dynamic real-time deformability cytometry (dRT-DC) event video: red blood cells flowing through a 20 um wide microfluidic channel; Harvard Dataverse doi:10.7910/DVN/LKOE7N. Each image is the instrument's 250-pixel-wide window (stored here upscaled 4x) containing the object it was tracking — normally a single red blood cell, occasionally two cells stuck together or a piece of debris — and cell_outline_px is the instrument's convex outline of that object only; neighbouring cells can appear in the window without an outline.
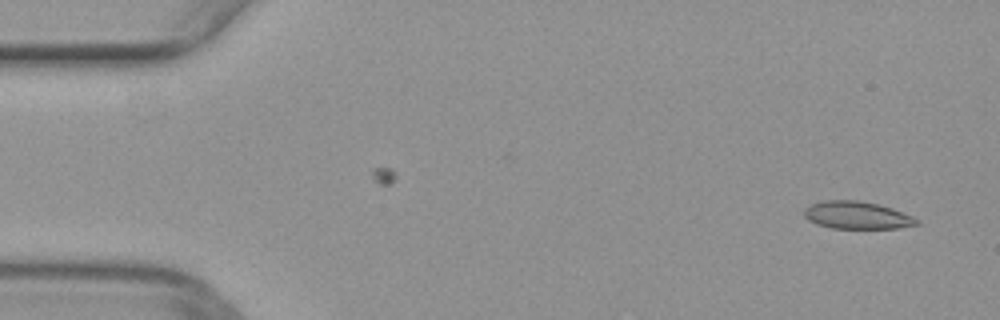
{"species": "common noctule bat (a hibernating species)", "species_latin": "Nyctalus noctula", "temperature_condition": "warm", "stored_images_in_passage": 50, "camera_frame_rate_fps": 3000, "um_per_image_px": 0.085, "animal": {"sex": "female", "body_mass_g": 29.2, "forearm_length_mm": 56.3}, "frame": {"image": 1, "passage_image": 2, "time_ms": 0.333, "image_size_px": [1000, 320], "cell_outline_px": [[920, 224], [896, 228], [832, 228], [816, 224], [808, 220], [804, 216], [804, 208], [812, 204], [824, 200], [860, 200], [880, 204], [892, 208], [912, 216]], "centroid_in_image_um": [72.81, 18.28], "position_along_channel_um": 12.2, "area_um2": 18.03}}
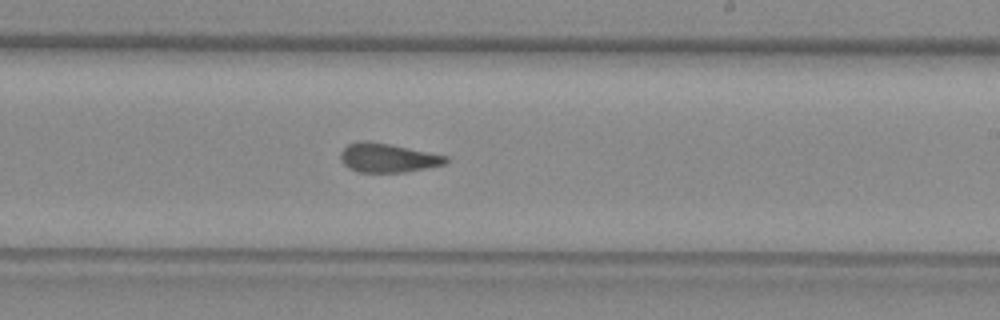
{"frame": {"image": 2, "passage_image": 29, "time_ms": 9.333, "image_size_px": [1000, 320], "cell_outline_px": [[448, 160], [444, 164], [404, 172], [356, 172], [348, 168], [340, 160], [340, 152], [348, 144], [364, 140], [368, 140], [448, 156]], "centroid_in_image_um": [32.9, 13.42], "position_along_channel_um": 256.1, "area_um2": 17.63}}
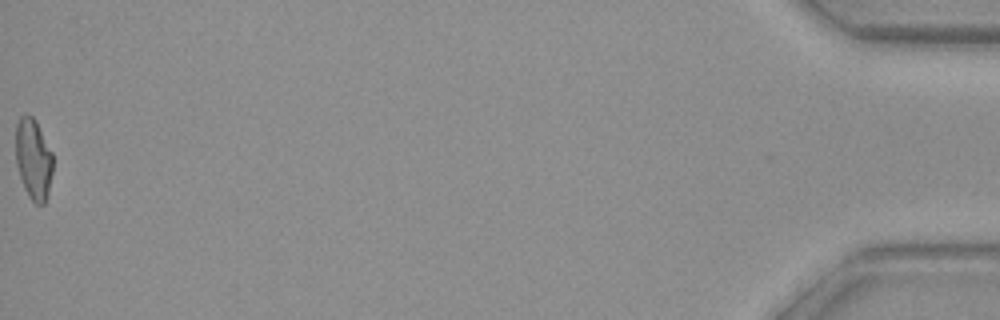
{"frame": {"image": 3, "passage_image": 50, "time_ms": 16.333, "image_size_px": [1000, 320], "cell_outline_px": [[52, 172], [48, 192], [44, 204], [36, 204], [28, 196], [24, 188], [16, 164], [16, 124], [20, 116], [24, 112], [32, 116], [36, 120], [52, 152]], "centroid_in_image_um": [2.83, 13.48], "position_along_channel_um": 432.4, "area_um2": 17.57}}